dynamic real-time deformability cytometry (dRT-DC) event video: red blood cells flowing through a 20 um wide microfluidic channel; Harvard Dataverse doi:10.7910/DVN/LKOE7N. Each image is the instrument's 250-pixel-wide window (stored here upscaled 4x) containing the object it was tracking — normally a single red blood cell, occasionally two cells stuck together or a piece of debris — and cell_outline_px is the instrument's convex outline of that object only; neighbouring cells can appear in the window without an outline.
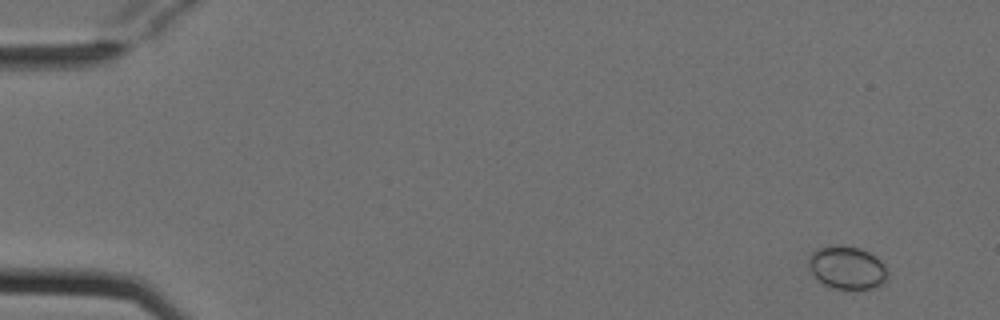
{"species": "Egyptian fruit bat (a non-hibernating species)", "species_latin": "Rousettus aegyptiacus", "temperature_condition": "cold", "stored_images_in_passage": 4, "camera_frame_rate_fps": 3000, "um_per_image_px": 0.085, "animal": {"sex": "female"}, "frame": {"image": 1, "passage_image": 1, "time_ms": 0.0, "image_size_px": [1000, 320], "cell_outline_px": [[888, 276], [884, 284], [876, 288], [836, 288], [824, 284], [816, 280], [808, 268], [808, 256], [812, 252], [820, 248], [836, 244], [840, 244], [860, 248], [876, 256], [884, 264], [888, 272]], "centroid_in_image_um": [72.0, 22.74], "position_along_channel_um": 13.0, "area_um2": 20.06}}
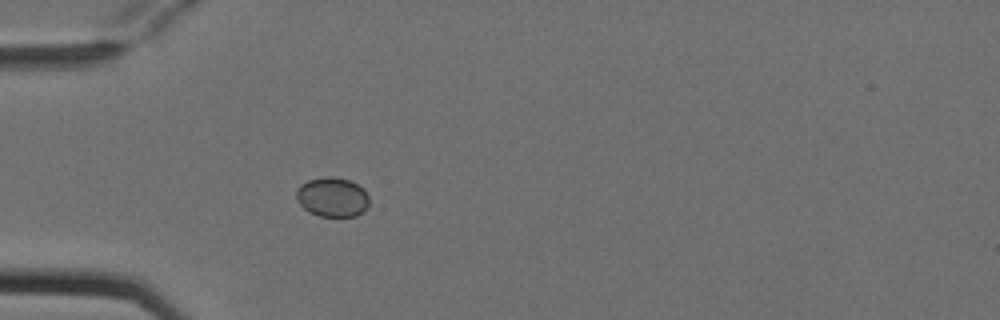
{"frame": {"image": 2, "passage_image": 4, "time_ms": 1.0, "image_size_px": [1000, 320], "cell_outline_px": [[368, 204], [356, 216], [320, 216], [308, 212], [296, 200], [296, 188], [300, 184], [308, 180], [324, 176], [332, 176], [348, 180], [364, 188], [368, 196]], "centroid_in_image_um": [28.2, 16.73], "position_along_channel_um": 56.8, "area_um2": 16.76}}